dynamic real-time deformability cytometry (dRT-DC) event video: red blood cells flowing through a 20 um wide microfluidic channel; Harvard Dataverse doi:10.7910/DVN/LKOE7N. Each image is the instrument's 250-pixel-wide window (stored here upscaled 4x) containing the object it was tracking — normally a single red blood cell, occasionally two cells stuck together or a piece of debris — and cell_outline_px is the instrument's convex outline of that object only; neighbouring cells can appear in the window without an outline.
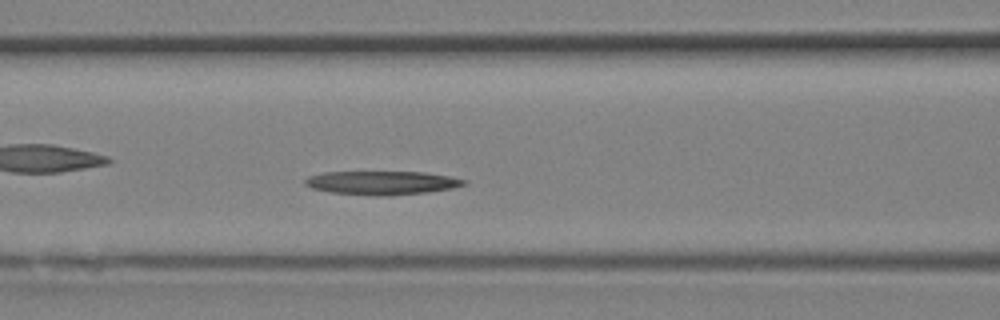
{"species": "Egyptian fruit bat (a non-hibernating species)", "species_latin": "Rousettus aegyptiacus", "temperature_condition": "room temperature", "stored_images_in_passage": 14, "camera_frame_rate_fps": 3000, "um_per_image_px": 0.085, "animal": {"sex": "female"}, "frame": {"image": 1, "passage_image": 12, "time_ms": 3.667, "image_size_px": [1000, 320], "cell_outline_px": [[468, 184], [452, 188], [428, 192], [388, 196], [380, 196], [328, 192], [312, 188], [304, 184], [304, 180], [308, 176], [324, 172], [424, 172], [448, 176], [468, 180]], "centroid_in_image_um": [32.46, 15.54], "position_along_channel_um": 134.1, "area_um2": 22.02}}
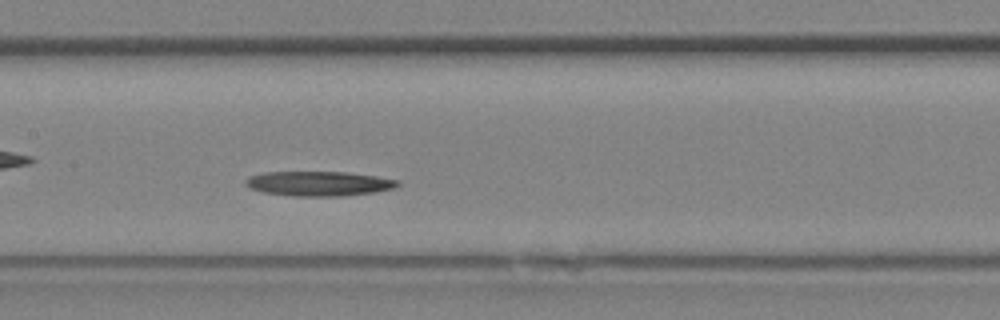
{"frame": {"image": 2, "passage_image": 14, "time_ms": 4.333, "image_size_px": [1000, 320], "cell_outline_px": [[400, 184], [392, 188], [376, 192], [344, 196], [292, 196], [264, 192], [252, 188], [244, 184], [244, 180], [248, 176], [264, 172], [348, 172], [376, 176], [400, 180]], "centroid_in_image_um": [27.1, 15.6], "position_along_channel_um": 180.3, "area_um2": 21.96}}